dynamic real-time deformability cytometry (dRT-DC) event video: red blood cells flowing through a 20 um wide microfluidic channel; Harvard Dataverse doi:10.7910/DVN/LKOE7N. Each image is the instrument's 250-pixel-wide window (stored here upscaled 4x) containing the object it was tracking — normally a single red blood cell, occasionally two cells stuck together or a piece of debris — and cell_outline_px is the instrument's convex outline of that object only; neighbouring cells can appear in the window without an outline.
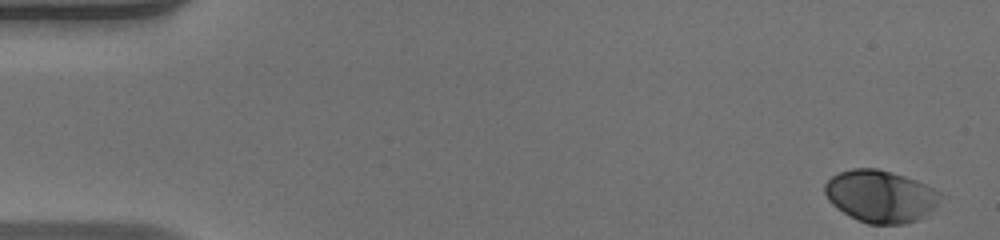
{"species": "human", "species_latin": "Homo sapiens", "temperature_condition": "warm", "stored_images_in_passage": 51, "camera_frame_rate_fps": 3000, "um_per_image_px": 0.085, "donor": {"sex": "male"}, "frame": {"image": 1, "passage_image": 1, "time_ms": 0.0, "image_size_px": [1000, 240], "cell_outline_px": [[940, 192], [936, 204], [932, 208], [916, 220], [904, 224], [868, 224], [856, 220], [836, 208], [828, 200], [824, 192], [824, 184], [832, 176], [840, 172], [852, 168], [876, 168], [892, 172], [916, 180]], "centroid_in_image_um": [74.76, 16.67], "position_along_channel_um": 10.2, "area_um2": 34.8}}
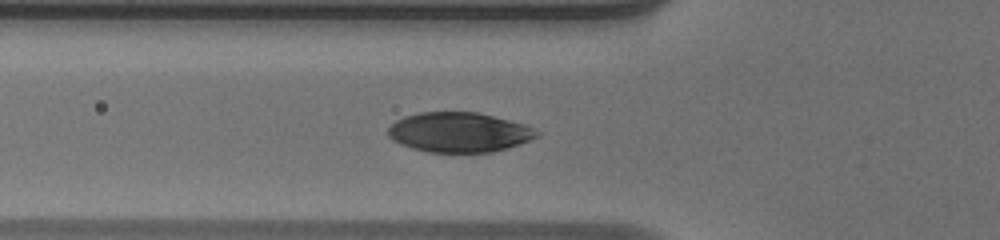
{"frame": {"image": 2, "passage_image": 18, "time_ms": 5.667, "image_size_px": [1000, 240], "cell_outline_px": [[544, 132], [540, 136], [520, 144], [508, 148], [492, 152], [428, 152], [412, 148], [400, 144], [392, 140], [388, 136], [388, 128], [396, 120], [404, 116], [420, 112], [476, 112], [524, 124]], "centroid_in_image_um": [39.04, 11.25], "position_along_channel_um": 86.8, "area_um2": 34.68}}
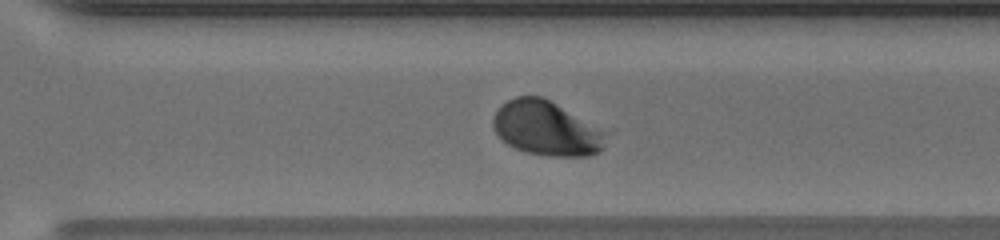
{"frame": {"image": 3, "passage_image": 36, "time_ms": 11.667, "image_size_px": [1000, 240], "cell_outline_px": [[616, 132], [604, 148], [600, 152], [588, 156], [552, 156], [524, 152], [508, 144], [496, 132], [492, 124], [492, 120], [496, 112], [508, 100], [516, 96], [540, 96]], "centroid_in_image_um": [46.64, 10.93], "position_along_channel_um": 324.0, "area_um2": 36.88}, "authors_computed_cell_mechanics": {"area_um2": 35.3158, "velocity_mm_per_s": 3.9524, "shape_relaxation_time_tau1_ms": 2.1464, "shape_relaxation_time_tau2_ms": null, "deformation_change_tau1": 0.1432, "deformation_change_tau2": null}}